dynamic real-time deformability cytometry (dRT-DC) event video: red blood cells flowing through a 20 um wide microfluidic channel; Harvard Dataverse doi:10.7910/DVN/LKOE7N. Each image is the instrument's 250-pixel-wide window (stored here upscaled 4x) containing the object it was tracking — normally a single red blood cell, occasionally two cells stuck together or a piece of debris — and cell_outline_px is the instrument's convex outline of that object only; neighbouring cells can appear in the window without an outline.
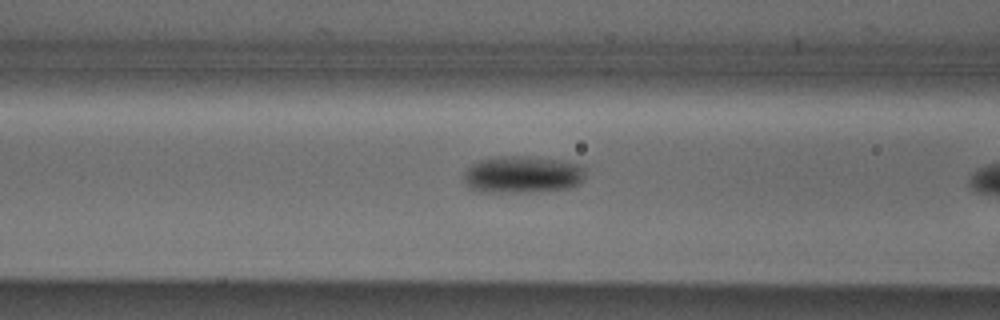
{"species": "Egyptian fruit bat (a non-hibernating species)", "species_latin": "Rousettus aegyptiacus", "temperature_condition": "cold", "stored_images_in_passage": 9, "camera_frame_rate_fps": 3000, "um_per_image_px": 0.085, "animal": {"sex": "male"}, "frame": {"image": 1, "passage_image": 8, "time_ms": 2.333, "image_size_px": [1000, 320], "cell_outline_px": [[584, 180], [580, 184], [568, 188], [524, 192], [480, 192], [468, 188], [464, 184], [464, 172], [472, 164], [480, 160], [500, 156], [524, 156], [556, 160], [580, 164], [584, 168]], "centroid_in_image_um": [44.38, 14.85], "position_along_channel_um": 122.2, "area_um2": 26.3}}